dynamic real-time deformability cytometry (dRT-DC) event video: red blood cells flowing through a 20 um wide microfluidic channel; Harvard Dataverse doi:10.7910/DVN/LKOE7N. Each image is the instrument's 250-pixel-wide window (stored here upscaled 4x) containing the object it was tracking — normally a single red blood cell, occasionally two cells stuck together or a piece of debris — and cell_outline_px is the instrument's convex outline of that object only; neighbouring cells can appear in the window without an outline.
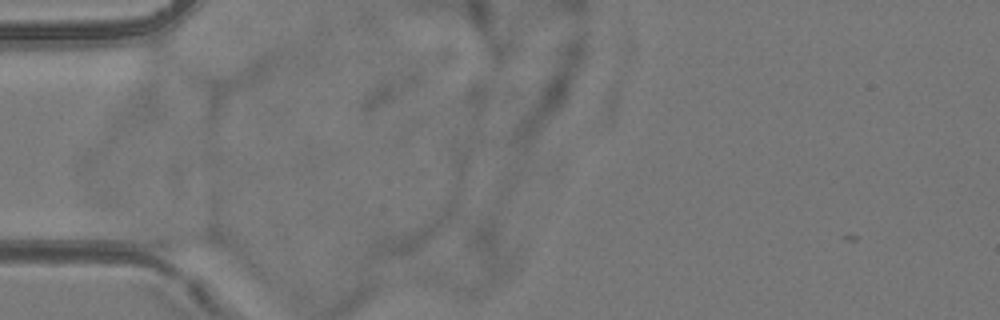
{"species": "common noctule bat (a hibernating species)", "species_latin": "Nyctalus noctula", "temperature_condition": "room temperature", "stored_images_in_passage": 3, "camera_frame_rate_fps": 3000, "um_per_image_px": 0.085, "animal": {"sex": "female", "body_mass_g": 24.6, "forearm_length_mm": 56.2}, "frame": {"image": 1, "passage_image": 1, "time_ms": 0.0, "image_size_px": [1000, 320], "cell_outline_px": [[220, 248], [172, 252], [168, 252], [156, 248], [148, 244], [140, 228], [212, 228], [220, 236]], "centroid_in_image_um": [15.46, 20.3], "position_along_channel_um": 69.5, "area_um2": 11.5}}